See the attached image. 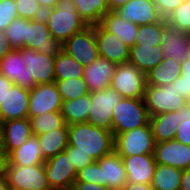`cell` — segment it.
<instances>
[{
	"label": "cell",
	"mask_w": 190,
	"mask_h": 190,
	"mask_svg": "<svg viewBox=\"0 0 190 190\" xmlns=\"http://www.w3.org/2000/svg\"><path fill=\"white\" fill-rule=\"evenodd\" d=\"M122 98L111 86L91 92L87 122L111 131L113 110Z\"/></svg>",
	"instance_id": "cell-7"
},
{
	"label": "cell",
	"mask_w": 190,
	"mask_h": 190,
	"mask_svg": "<svg viewBox=\"0 0 190 190\" xmlns=\"http://www.w3.org/2000/svg\"><path fill=\"white\" fill-rule=\"evenodd\" d=\"M75 181H82L87 183H95L102 185L101 167L97 161L85 166L82 170L77 172Z\"/></svg>",
	"instance_id": "cell-41"
},
{
	"label": "cell",
	"mask_w": 190,
	"mask_h": 190,
	"mask_svg": "<svg viewBox=\"0 0 190 190\" xmlns=\"http://www.w3.org/2000/svg\"><path fill=\"white\" fill-rule=\"evenodd\" d=\"M32 134L34 136L62 128L66 123L61 111L43 113L37 117L29 118Z\"/></svg>",
	"instance_id": "cell-35"
},
{
	"label": "cell",
	"mask_w": 190,
	"mask_h": 190,
	"mask_svg": "<svg viewBox=\"0 0 190 190\" xmlns=\"http://www.w3.org/2000/svg\"><path fill=\"white\" fill-rule=\"evenodd\" d=\"M29 92L28 118L37 117L43 113L61 111L63 101L55 82L38 84Z\"/></svg>",
	"instance_id": "cell-12"
},
{
	"label": "cell",
	"mask_w": 190,
	"mask_h": 190,
	"mask_svg": "<svg viewBox=\"0 0 190 190\" xmlns=\"http://www.w3.org/2000/svg\"><path fill=\"white\" fill-rule=\"evenodd\" d=\"M180 190H190V168L182 170Z\"/></svg>",
	"instance_id": "cell-51"
},
{
	"label": "cell",
	"mask_w": 190,
	"mask_h": 190,
	"mask_svg": "<svg viewBox=\"0 0 190 190\" xmlns=\"http://www.w3.org/2000/svg\"><path fill=\"white\" fill-rule=\"evenodd\" d=\"M96 161L101 167L102 186L111 190H121L127 184L123 160L115 150Z\"/></svg>",
	"instance_id": "cell-21"
},
{
	"label": "cell",
	"mask_w": 190,
	"mask_h": 190,
	"mask_svg": "<svg viewBox=\"0 0 190 190\" xmlns=\"http://www.w3.org/2000/svg\"><path fill=\"white\" fill-rule=\"evenodd\" d=\"M165 20L166 23L190 33V0H184Z\"/></svg>",
	"instance_id": "cell-38"
},
{
	"label": "cell",
	"mask_w": 190,
	"mask_h": 190,
	"mask_svg": "<svg viewBox=\"0 0 190 190\" xmlns=\"http://www.w3.org/2000/svg\"><path fill=\"white\" fill-rule=\"evenodd\" d=\"M111 87L122 97L144 98L146 75L133 64H116Z\"/></svg>",
	"instance_id": "cell-8"
},
{
	"label": "cell",
	"mask_w": 190,
	"mask_h": 190,
	"mask_svg": "<svg viewBox=\"0 0 190 190\" xmlns=\"http://www.w3.org/2000/svg\"><path fill=\"white\" fill-rule=\"evenodd\" d=\"M6 179L11 190H51L44 164L8 165Z\"/></svg>",
	"instance_id": "cell-9"
},
{
	"label": "cell",
	"mask_w": 190,
	"mask_h": 190,
	"mask_svg": "<svg viewBox=\"0 0 190 190\" xmlns=\"http://www.w3.org/2000/svg\"><path fill=\"white\" fill-rule=\"evenodd\" d=\"M18 17L15 0H0V30H5Z\"/></svg>",
	"instance_id": "cell-40"
},
{
	"label": "cell",
	"mask_w": 190,
	"mask_h": 190,
	"mask_svg": "<svg viewBox=\"0 0 190 190\" xmlns=\"http://www.w3.org/2000/svg\"><path fill=\"white\" fill-rule=\"evenodd\" d=\"M129 0H107L109 11H115L117 8L125 5Z\"/></svg>",
	"instance_id": "cell-54"
},
{
	"label": "cell",
	"mask_w": 190,
	"mask_h": 190,
	"mask_svg": "<svg viewBox=\"0 0 190 190\" xmlns=\"http://www.w3.org/2000/svg\"><path fill=\"white\" fill-rule=\"evenodd\" d=\"M114 12L124 20L137 25L153 24L162 19L153 0H129Z\"/></svg>",
	"instance_id": "cell-17"
},
{
	"label": "cell",
	"mask_w": 190,
	"mask_h": 190,
	"mask_svg": "<svg viewBox=\"0 0 190 190\" xmlns=\"http://www.w3.org/2000/svg\"><path fill=\"white\" fill-rule=\"evenodd\" d=\"M25 69V88L32 89L38 84L55 82L56 55L39 53L37 50L22 48Z\"/></svg>",
	"instance_id": "cell-4"
},
{
	"label": "cell",
	"mask_w": 190,
	"mask_h": 190,
	"mask_svg": "<svg viewBox=\"0 0 190 190\" xmlns=\"http://www.w3.org/2000/svg\"><path fill=\"white\" fill-rule=\"evenodd\" d=\"M13 50L7 36L0 30V61Z\"/></svg>",
	"instance_id": "cell-47"
},
{
	"label": "cell",
	"mask_w": 190,
	"mask_h": 190,
	"mask_svg": "<svg viewBox=\"0 0 190 190\" xmlns=\"http://www.w3.org/2000/svg\"><path fill=\"white\" fill-rule=\"evenodd\" d=\"M154 157L156 164L168 165L180 170L190 168V146L175 139L155 143Z\"/></svg>",
	"instance_id": "cell-14"
},
{
	"label": "cell",
	"mask_w": 190,
	"mask_h": 190,
	"mask_svg": "<svg viewBox=\"0 0 190 190\" xmlns=\"http://www.w3.org/2000/svg\"><path fill=\"white\" fill-rule=\"evenodd\" d=\"M73 3L87 26L100 24L103 16L109 12L107 0H73Z\"/></svg>",
	"instance_id": "cell-30"
},
{
	"label": "cell",
	"mask_w": 190,
	"mask_h": 190,
	"mask_svg": "<svg viewBox=\"0 0 190 190\" xmlns=\"http://www.w3.org/2000/svg\"><path fill=\"white\" fill-rule=\"evenodd\" d=\"M68 145L96 161L114 151V134L88 122L76 123L69 125Z\"/></svg>",
	"instance_id": "cell-1"
},
{
	"label": "cell",
	"mask_w": 190,
	"mask_h": 190,
	"mask_svg": "<svg viewBox=\"0 0 190 190\" xmlns=\"http://www.w3.org/2000/svg\"><path fill=\"white\" fill-rule=\"evenodd\" d=\"M160 49L164 57L182 63L190 56V34L168 23L161 33Z\"/></svg>",
	"instance_id": "cell-13"
},
{
	"label": "cell",
	"mask_w": 190,
	"mask_h": 190,
	"mask_svg": "<svg viewBox=\"0 0 190 190\" xmlns=\"http://www.w3.org/2000/svg\"><path fill=\"white\" fill-rule=\"evenodd\" d=\"M0 151H4V149H3V132H2L1 123H0Z\"/></svg>",
	"instance_id": "cell-56"
},
{
	"label": "cell",
	"mask_w": 190,
	"mask_h": 190,
	"mask_svg": "<svg viewBox=\"0 0 190 190\" xmlns=\"http://www.w3.org/2000/svg\"><path fill=\"white\" fill-rule=\"evenodd\" d=\"M18 17L34 20L44 17L45 11L37 0H15Z\"/></svg>",
	"instance_id": "cell-39"
},
{
	"label": "cell",
	"mask_w": 190,
	"mask_h": 190,
	"mask_svg": "<svg viewBox=\"0 0 190 190\" xmlns=\"http://www.w3.org/2000/svg\"><path fill=\"white\" fill-rule=\"evenodd\" d=\"M108 32L116 35L129 48L135 45L139 25L119 17L114 11H109L100 23Z\"/></svg>",
	"instance_id": "cell-24"
},
{
	"label": "cell",
	"mask_w": 190,
	"mask_h": 190,
	"mask_svg": "<svg viewBox=\"0 0 190 190\" xmlns=\"http://www.w3.org/2000/svg\"><path fill=\"white\" fill-rule=\"evenodd\" d=\"M0 73L12 83L25 88V69L22 49H13L0 61Z\"/></svg>",
	"instance_id": "cell-29"
},
{
	"label": "cell",
	"mask_w": 190,
	"mask_h": 190,
	"mask_svg": "<svg viewBox=\"0 0 190 190\" xmlns=\"http://www.w3.org/2000/svg\"><path fill=\"white\" fill-rule=\"evenodd\" d=\"M12 84L10 80L0 73V104L4 102V97Z\"/></svg>",
	"instance_id": "cell-49"
},
{
	"label": "cell",
	"mask_w": 190,
	"mask_h": 190,
	"mask_svg": "<svg viewBox=\"0 0 190 190\" xmlns=\"http://www.w3.org/2000/svg\"><path fill=\"white\" fill-rule=\"evenodd\" d=\"M73 190H111L106 186L95 183H87L82 181H75L72 186Z\"/></svg>",
	"instance_id": "cell-46"
},
{
	"label": "cell",
	"mask_w": 190,
	"mask_h": 190,
	"mask_svg": "<svg viewBox=\"0 0 190 190\" xmlns=\"http://www.w3.org/2000/svg\"><path fill=\"white\" fill-rule=\"evenodd\" d=\"M13 49H22L29 46V20L15 18L4 30Z\"/></svg>",
	"instance_id": "cell-34"
},
{
	"label": "cell",
	"mask_w": 190,
	"mask_h": 190,
	"mask_svg": "<svg viewBox=\"0 0 190 190\" xmlns=\"http://www.w3.org/2000/svg\"><path fill=\"white\" fill-rule=\"evenodd\" d=\"M165 25L166 20L164 18L153 24L139 25L135 45L160 46L162 42L161 33Z\"/></svg>",
	"instance_id": "cell-36"
},
{
	"label": "cell",
	"mask_w": 190,
	"mask_h": 190,
	"mask_svg": "<svg viewBox=\"0 0 190 190\" xmlns=\"http://www.w3.org/2000/svg\"><path fill=\"white\" fill-rule=\"evenodd\" d=\"M44 18L51 36L62 45L75 33L87 27L73 0H59L55 8L45 11Z\"/></svg>",
	"instance_id": "cell-2"
},
{
	"label": "cell",
	"mask_w": 190,
	"mask_h": 190,
	"mask_svg": "<svg viewBox=\"0 0 190 190\" xmlns=\"http://www.w3.org/2000/svg\"><path fill=\"white\" fill-rule=\"evenodd\" d=\"M29 89L12 84L0 104V123L12 119L28 118Z\"/></svg>",
	"instance_id": "cell-16"
},
{
	"label": "cell",
	"mask_w": 190,
	"mask_h": 190,
	"mask_svg": "<svg viewBox=\"0 0 190 190\" xmlns=\"http://www.w3.org/2000/svg\"><path fill=\"white\" fill-rule=\"evenodd\" d=\"M0 190H11L6 178L0 180Z\"/></svg>",
	"instance_id": "cell-55"
},
{
	"label": "cell",
	"mask_w": 190,
	"mask_h": 190,
	"mask_svg": "<svg viewBox=\"0 0 190 190\" xmlns=\"http://www.w3.org/2000/svg\"><path fill=\"white\" fill-rule=\"evenodd\" d=\"M143 99L149 117L171 111H180L188 104V101L181 96L173 84L162 87L146 86Z\"/></svg>",
	"instance_id": "cell-5"
},
{
	"label": "cell",
	"mask_w": 190,
	"mask_h": 190,
	"mask_svg": "<svg viewBox=\"0 0 190 190\" xmlns=\"http://www.w3.org/2000/svg\"><path fill=\"white\" fill-rule=\"evenodd\" d=\"M64 151L69 156L77 172L95 161L88 154H84L82 152H73V146L68 145Z\"/></svg>",
	"instance_id": "cell-43"
},
{
	"label": "cell",
	"mask_w": 190,
	"mask_h": 190,
	"mask_svg": "<svg viewBox=\"0 0 190 190\" xmlns=\"http://www.w3.org/2000/svg\"><path fill=\"white\" fill-rule=\"evenodd\" d=\"M121 190H153L151 184L127 183Z\"/></svg>",
	"instance_id": "cell-52"
},
{
	"label": "cell",
	"mask_w": 190,
	"mask_h": 190,
	"mask_svg": "<svg viewBox=\"0 0 190 190\" xmlns=\"http://www.w3.org/2000/svg\"><path fill=\"white\" fill-rule=\"evenodd\" d=\"M9 156L5 151H0V180L7 177Z\"/></svg>",
	"instance_id": "cell-48"
},
{
	"label": "cell",
	"mask_w": 190,
	"mask_h": 190,
	"mask_svg": "<svg viewBox=\"0 0 190 190\" xmlns=\"http://www.w3.org/2000/svg\"><path fill=\"white\" fill-rule=\"evenodd\" d=\"M180 71L181 63L164 57L158 66L146 74V86L162 87L172 84L180 76Z\"/></svg>",
	"instance_id": "cell-27"
},
{
	"label": "cell",
	"mask_w": 190,
	"mask_h": 190,
	"mask_svg": "<svg viewBox=\"0 0 190 190\" xmlns=\"http://www.w3.org/2000/svg\"><path fill=\"white\" fill-rule=\"evenodd\" d=\"M149 115L143 98L123 97L114 107L112 116V133L117 134L145 126Z\"/></svg>",
	"instance_id": "cell-3"
},
{
	"label": "cell",
	"mask_w": 190,
	"mask_h": 190,
	"mask_svg": "<svg viewBox=\"0 0 190 190\" xmlns=\"http://www.w3.org/2000/svg\"><path fill=\"white\" fill-rule=\"evenodd\" d=\"M127 174V183L151 184L156 168L154 154L121 156Z\"/></svg>",
	"instance_id": "cell-19"
},
{
	"label": "cell",
	"mask_w": 190,
	"mask_h": 190,
	"mask_svg": "<svg viewBox=\"0 0 190 190\" xmlns=\"http://www.w3.org/2000/svg\"><path fill=\"white\" fill-rule=\"evenodd\" d=\"M1 126L3 149L8 155L33 135L29 118L2 121Z\"/></svg>",
	"instance_id": "cell-22"
},
{
	"label": "cell",
	"mask_w": 190,
	"mask_h": 190,
	"mask_svg": "<svg viewBox=\"0 0 190 190\" xmlns=\"http://www.w3.org/2000/svg\"><path fill=\"white\" fill-rule=\"evenodd\" d=\"M172 84L182 97L190 101V81H183V77L180 75Z\"/></svg>",
	"instance_id": "cell-45"
},
{
	"label": "cell",
	"mask_w": 190,
	"mask_h": 190,
	"mask_svg": "<svg viewBox=\"0 0 190 190\" xmlns=\"http://www.w3.org/2000/svg\"><path fill=\"white\" fill-rule=\"evenodd\" d=\"M155 141L150 123L114 137V150L119 156L154 154Z\"/></svg>",
	"instance_id": "cell-6"
},
{
	"label": "cell",
	"mask_w": 190,
	"mask_h": 190,
	"mask_svg": "<svg viewBox=\"0 0 190 190\" xmlns=\"http://www.w3.org/2000/svg\"><path fill=\"white\" fill-rule=\"evenodd\" d=\"M9 165L30 166L44 164L39 139L32 135L20 147L13 150L9 155Z\"/></svg>",
	"instance_id": "cell-26"
},
{
	"label": "cell",
	"mask_w": 190,
	"mask_h": 190,
	"mask_svg": "<svg viewBox=\"0 0 190 190\" xmlns=\"http://www.w3.org/2000/svg\"><path fill=\"white\" fill-rule=\"evenodd\" d=\"M27 48L47 55H57L63 47L51 36L47 22L42 17L29 20V46Z\"/></svg>",
	"instance_id": "cell-18"
},
{
	"label": "cell",
	"mask_w": 190,
	"mask_h": 190,
	"mask_svg": "<svg viewBox=\"0 0 190 190\" xmlns=\"http://www.w3.org/2000/svg\"><path fill=\"white\" fill-rule=\"evenodd\" d=\"M95 38L99 57L115 64L128 62L130 48L116 35L108 32L101 24L95 25Z\"/></svg>",
	"instance_id": "cell-15"
},
{
	"label": "cell",
	"mask_w": 190,
	"mask_h": 190,
	"mask_svg": "<svg viewBox=\"0 0 190 190\" xmlns=\"http://www.w3.org/2000/svg\"><path fill=\"white\" fill-rule=\"evenodd\" d=\"M44 168L51 190L72 189L77 178V171L65 151L46 159Z\"/></svg>",
	"instance_id": "cell-11"
},
{
	"label": "cell",
	"mask_w": 190,
	"mask_h": 190,
	"mask_svg": "<svg viewBox=\"0 0 190 190\" xmlns=\"http://www.w3.org/2000/svg\"><path fill=\"white\" fill-rule=\"evenodd\" d=\"M162 18L169 16L184 0H153Z\"/></svg>",
	"instance_id": "cell-44"
},
{
	"label": "cell",
	"mask_w": 190,
	"mask_h": 190,
	"mask_svg": "<svg viewBox=\"0 0 190 190\" xmlns=\"http://www.w3.org/2000/svg\"><path fill=\"white\" fill-rule=\"evenodd\" d=\"M116 64L98 57L92 64L84 66L83 78L89 93L111 86Z\"/></svg>",
	"instance_id": "cell-20"
},
{
	"label": "cell",
	"mask_w": 190,
	"mask_h": 190,
	"mask_svg": "<svg viewBox=\"0 0 190 190\" xmlns=\"http://www.w3.org/2000/svg\"><path fill=\"white\" fill-rule=\"evenodd\" d=\"M163 59L164 54L160 46L134 45L130 47L128 62L146 75L152 68L158 66Z\"/></svg>",
	"instance_id": "cell-25"
},
{
	"label": "cell",
	"mask_w": 190,
	"mask_h": 190,
	"mask_svg": "<svg viewBox=\"0 0 190 190\" xmlns=\"http://www.w3.org/2000/svg\"><path fill=\"white\" fill-rule=\"evenodd\" d=\"M90 108V93L79 98L63 101L61 114L69 126L76 123H85L88 120Z\"/></svg>",
	"instance_id": "cell-31"
},
{
	"label": "cell",
	"mask_w": 190,
	"mask_h": 190,
	"mask_svg": "<svg viewBox=\"0 0 190 190\" xmlns=\"http://www.w3.org/2000/svg\"><path fill=\"white\" fill-rule=\"evenodd\" d=\"M182 170L168 165L157 164L151 187L153 190H180Z\"/></svg>",
	"instance_id": "cell-32"
},
{
	"label": "cell",
	"mask_w": 190,
	"mask_h": 190,
	"mask_svg": "<svg viewBox=\"0 0 190 190\" xmlns=\"http://www.w3.org/2000/svg\"><path fill=\"white\" fill-rule=\"evenodd\" d=\"M180 75L183 77V81H190V56L181 63Z\"/></svg>",
	"instance_id": "cell-50"
},
{
	"label": "cell",
	"mask_w": 190,
	"mask_h": 190,
	"mask_svg": "<svg viewBox=\"0 0 190 190\" xmlns=\"http://www.w3.org/2000/svg\"><path fill=\"white\" fill-rule=\"evenodd\" d=\"M44 11L53 9L59 0H37Z\"/></svg>",
	"instance_id": "cell-53"
},
{
	"label": "cell",
	"mask_w": 190,
	"mask_h": 190,
	"mask_svg": "<svg viewBox=\"0 0 190 190\" xmlns=\"http://www.w3.org/2000/svg\"><path fill=\"white\" fill-rule=\"evenodd\" d=\"M69 126L65 124L62 128L47 133L36 135L39 139L43 158L56 156L68 146Z\"/></svg>",
	"instance_id": "cell-28"
},
{
	"label": "cell",
	"mask_w": 190,
	"mask_h": 190,
	"mask_svg": "<svg viewBox=\"0 0 190 190\" xmlns=\"http://www.w3.org/2000/svg\"><path fill=\"white\" fill-rule=\"evenodd\" d=\"M62 50L73 57L82 66L92 64L98 57L95 38V25L87 26L71 36L63 45Z\"/></svg>",
	"instance_id": "cell-10"
},
{
	"label": "cell",
	"mask_w": 190,
	"mask_h": 190,
	"mask_svg": "<svg viewBox=\"0 0 190 190\" xmlns=\"http://www.w3.org/2000/svg\"><path fill=\"white\" fill-rule=\"evenodd\" d=\"M174 139L190 146V106L188 104L182 108V122L176 128Z\"/></svg>",
	"instance_id": "cell-42"
},
{
	"label": "cell",
	"mask_w": 190,
	"mask_h": 190,
	"mask_svg": "<svg viewBox=\"0 0 190 190\" xmlns=\"http://www.w3.org/2000/svg\"><path fill=\"white\" fill-rule=\"evenodd\" d=\"M84 66L61 50L55 59V80L83 78Z\"/></svg>",
	"instance_id": "cell-33"
},
{
	"label": "cell",
	"mask_w": 190,
	"mask_h": 190,
	"mask_svg": "<svg viewBox=\"0 0 190 190\" xmlns=\"http://www.w3.org/2000/svg\"><path fill=\"white\" fill-rule=\"evenodd\" d=\"M62 101H69L89 94L84 78L55 80Z\"/></svg>",
	"instance_id": "cell-37"
},
{
	"label": "cell",
	"mask_w": 190,
	"mask_h": 190,
	"mask_svg": "<svg viewBox=\"0 0 190 190\" xmlns=\"http://www.w3.org/2000/svg\"><path fill=\"white\" fill-rule=\"evenodd\" d=\"M182 122V109L161 113L149 118L155 143L173 140L176 136V128Z\"/></svg>",
	"instance_id": "cell-23"
}]
</instances>
